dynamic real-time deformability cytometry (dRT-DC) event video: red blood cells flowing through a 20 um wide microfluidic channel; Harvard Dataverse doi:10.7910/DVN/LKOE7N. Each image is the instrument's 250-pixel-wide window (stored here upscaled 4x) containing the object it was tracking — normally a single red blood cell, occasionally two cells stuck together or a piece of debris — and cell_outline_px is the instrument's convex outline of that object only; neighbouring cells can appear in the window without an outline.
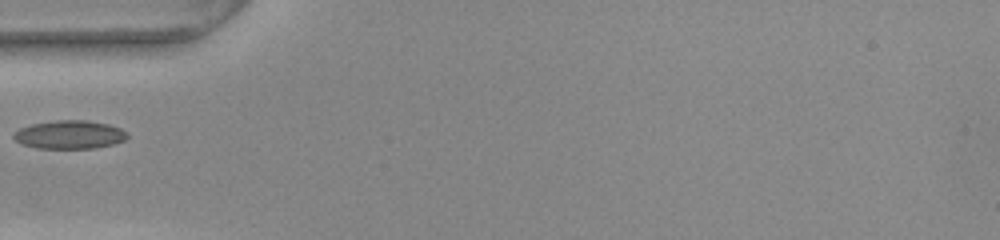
{"species": "common noctule bat (a hibernating species)", "species_latin": "Nyctalus noctula", "temperature_condition": "warm", "stored_images_in_passage": 35, "camera_frame_rate_fps": 3000, "um_per_image_px": 0.085, "animal": {"sex": "female", "body_mass_g": 22.0, "forearm_length_mm": 56.7}, "frame": {"image": 1, "passage_image": 1, "time_ms": 0.0, "image_size_px": [1000, 240], "cell_outline_px": [[128, 136], [124, 140], [112, 144], [96, 148], [36, 148], [20, 144], [12, 136], [12, 132], [20, 128], [32, 124], [52, 120], [88, 120], [108, 124], [120, 128]], "centroid_in_image_um": [5.86, 11.44], "position_along_channel_um": 79.1, "area_um2": 18.84}}
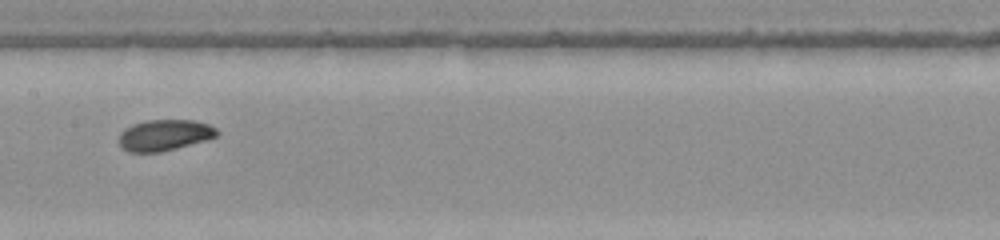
{"frame": {"image": 2, "passage_image": 10, "time_ms": 3.0, "image_size_px": [1000, 240], "cell_outline_px": [[220, 132], [216, 136], [208, 140], [160, 152], [128, 152], [120, 148], [120, 132], [124, 128], [132, 124], [148, 120], [196, 120], [208, 124], [216, 128]], "centroid_in_image_um": [13.99, 11.48], "position_along_channel_um": 193.4, "area_um2": 17.92}}
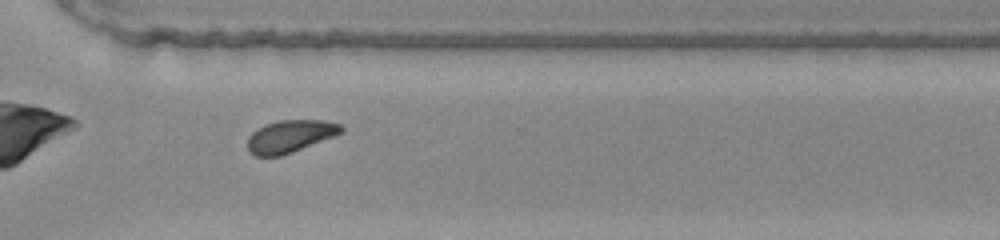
{"frame": {"image": 3, "passage_image": 22, "time_ms": 7.0, "image_size_px": [1000, 240], "cell_outline_px": [[344, 132], [292, 152], [280, 156], [256, 156], [248, 152], [248, 136], [252, 132], [264, 124], [280, 120], [324, 120], [340, 124], [344, 128]], "centroid_in_image_um": [24.65, 11.58], "position_along_channel_um": 346.0, "area_um2": 17.69}}